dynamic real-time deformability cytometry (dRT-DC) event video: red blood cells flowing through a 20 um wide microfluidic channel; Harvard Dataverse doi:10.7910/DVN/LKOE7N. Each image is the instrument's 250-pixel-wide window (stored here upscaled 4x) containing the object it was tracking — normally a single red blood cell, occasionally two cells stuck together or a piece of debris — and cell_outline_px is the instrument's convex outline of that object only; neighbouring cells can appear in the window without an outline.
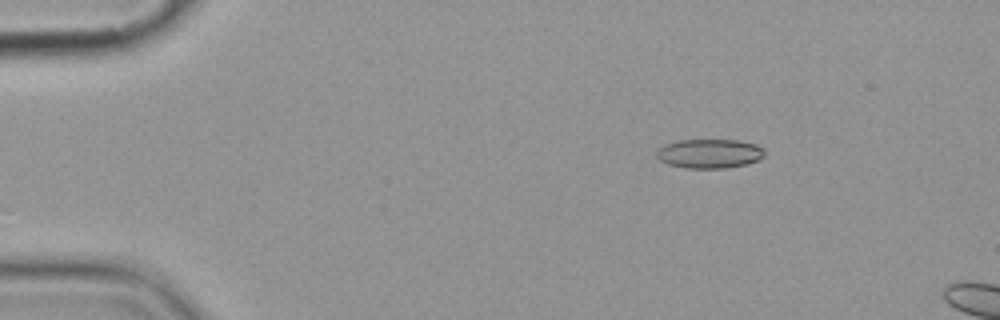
{"species": "common noctule bat (a hibernating species)", "species_latin": "Nyctalus noctula", "temperature_condition": "cold", "stored_images_in_passage": 4, "camera_frame_rate_fps": 3000, "um_per_image_px": 0.085, "animal": {"sex": "female", "body_mass_g": 19.9}, "frame": {"image": 1, "passage_image": 3, "time_ms": 2.333, "image_size_px": [1000, 320], "cell_outline_px": [[764, 156], [760, 160], [748, 164], [728, 168], [688, 168], [668, 164], [660, 160], [656, 156], [656, 152], [660, 148], [676, 140], [736, 140], [756, 144], [764, 148]], "centroid_in_image_um": [60.35, 13.06], "position_along_channel_um": 24.6, "area_um2": 18.44}}